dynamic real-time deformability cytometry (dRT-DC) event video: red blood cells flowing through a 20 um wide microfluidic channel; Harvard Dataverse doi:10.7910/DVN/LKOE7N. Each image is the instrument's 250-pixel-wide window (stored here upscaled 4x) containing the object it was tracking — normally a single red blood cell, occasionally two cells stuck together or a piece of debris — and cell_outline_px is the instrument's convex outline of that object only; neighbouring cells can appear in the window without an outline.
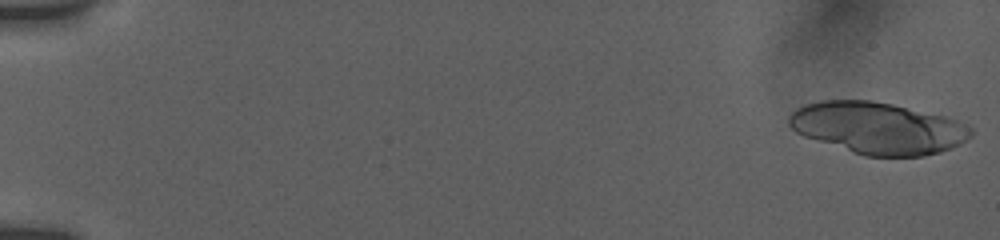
{"species": "human", "species_latin": "Homo sapiens", "temperature_condition": "room temperature", "stored_images_in_passage": 29, "camera_frame_rate_fps": 3000, "um_per_image_px": 0.085, "donor": {"sex": "female"}, "frame": {"image": 1, "passage_image": 1, "time_ms": 0.0, "image_size_px": [1000, 240], "cell_outline_px": [[972, 136], [960, 144], [952, 148], [940, 152], [924, 156], [864, 156], [804, 136], [796, 132], [788, 124], [788, 116], [796, 108], [804, 104], [820, 100], [872, 100], [892, 104], [944, 116], [956, 120], [972, 128]], "centroid_in_image_um": [74.6, 10.88], "position_along_channel_um": 10.4, "area_um2": 54.85}}
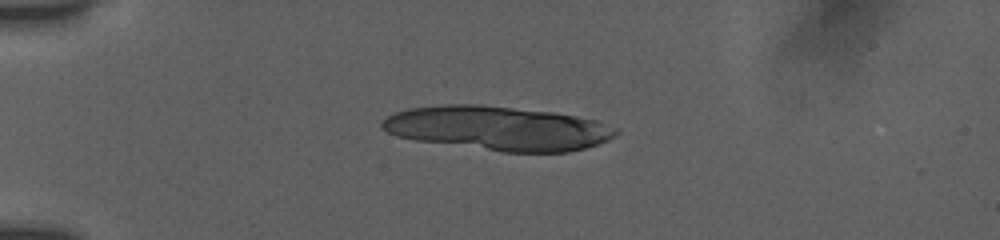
{"frame": {"image": 2, "passage_image": 20, "time_ms": 4.333, "image_size_px": [1000, 240], "cell_outline_px": [[620, 132], [608, 140], [584, 148], [568, 152], [500, 152], [416, 140], [396, 136], [380, 128], [380, 124], [388, 116], [396, 112], [408, 108], [444, 104], [480, 104], [552, 112], [576, 116], [596, 120], [620, 128]], "centroid_in_image_um": [42.33, 10.9], "position_along_channel_um": 42.7, "area_um2": 60.4}}